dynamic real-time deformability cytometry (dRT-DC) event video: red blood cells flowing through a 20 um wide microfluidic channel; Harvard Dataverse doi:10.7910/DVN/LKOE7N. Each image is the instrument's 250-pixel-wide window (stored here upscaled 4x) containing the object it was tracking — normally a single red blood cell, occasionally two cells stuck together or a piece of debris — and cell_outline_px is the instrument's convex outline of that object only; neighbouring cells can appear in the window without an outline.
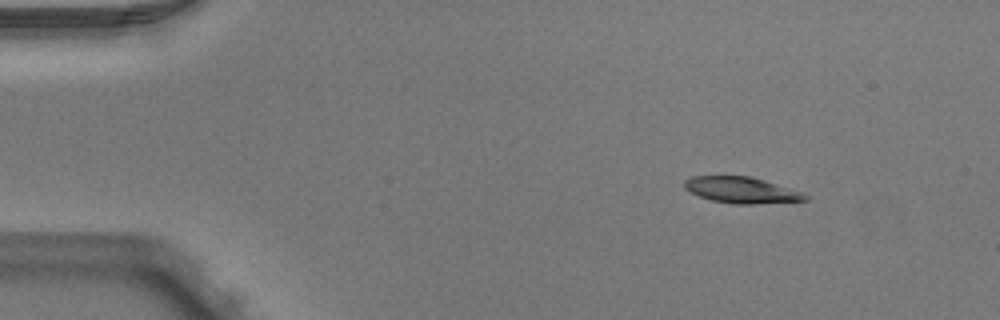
{"species": "Egyptian fruit bat (a non-hibernating species)", "species_latin": "Rousettus aegyptiacus", "temperature_condition": "warm", "stored_images_in_passage": 45, "camera_frame_rate_fps": 3000, "um_per_image_px": 0.085, "animal": {"sex": "male"}, "frame": {"image": 1, "passage_image": 1, "time_ms": 0.0, "image_size_px": [1000, 320], "cell_outline_px": [[808, 200], [756, 204], [736, 204], [712, 200], [700, 196], [684, 188], [684, 180], [692, 176], [752, 176], [804, 192], [808, 196]], "centroid_in_image_um": [63.07, 16.15], "position_along_channel_um": 21.9, "area_um2": 18.44}}
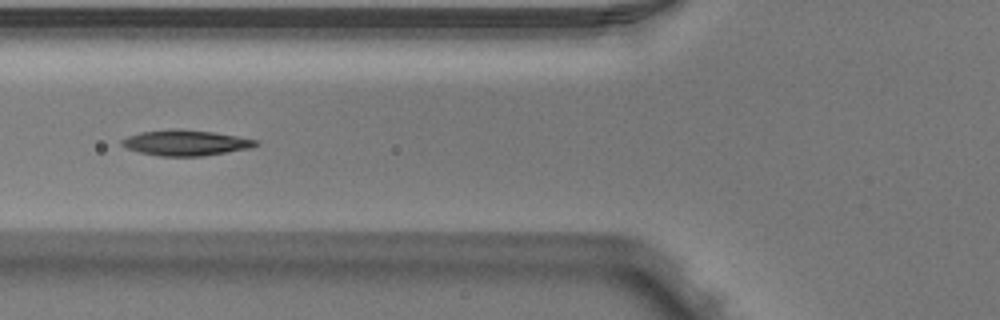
{"frame": {"image": 2, "passage_image": 14, "time_ms": 4.333, "image_size_px": [1000, 320], "cell_outline_px": [[260, 144], [248, 148], [204, 156], [160, 156], [140, 152], [128, 148], [120, 144], [120, 140], [128, 136], [140, 132], [172, 128], [180, 128], [212, 132], [236, 136], [256, 140]], "centroid_in_image_um": [15.74, 12.13], "position_along_channel_um": 110.1, "area_um2": 19.88}}
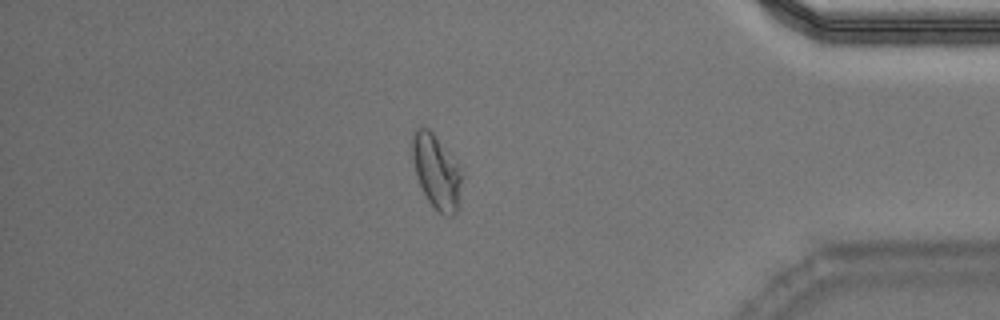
{"frame": {"image": 3, "passage_image": 38, "time_ms": 12.333, "image_size_px": [1000, 320], "cell_outline_px": [[460, 208], [452, 216], [448, 216], [440, 212], [428, 200], [420, 184], [416, 172], [412, 156], [412, 132], [420, 124], [428, 128], [432, 132], [456, 164], [460, 176]], "centroid_in_image_um": [37.06, 14.58], "position_along_channel_um": 398.1, "area_um2": 20.69}, "authors_computed_cell_mechanics": {"area_um2": 19.5942, "velocity_mm_per_s": 3.9846, "shape_relaxation_time_tau1_ms": 4.2911, "shape_relaxation_time_tau2_ms": 2.3233, "deformation_change_tau1": 0.1657, "deformation_change_tau2": 0.0744}}